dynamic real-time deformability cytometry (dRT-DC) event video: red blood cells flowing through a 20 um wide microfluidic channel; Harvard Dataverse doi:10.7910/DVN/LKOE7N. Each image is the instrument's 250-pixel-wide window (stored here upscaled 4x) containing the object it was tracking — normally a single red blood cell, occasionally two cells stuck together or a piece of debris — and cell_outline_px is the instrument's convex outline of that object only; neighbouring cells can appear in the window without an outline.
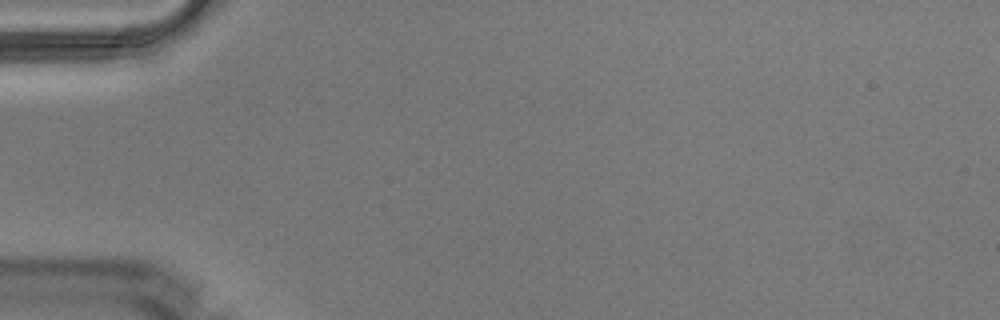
{"species": "Egyptian fruit bat (a non-hibernating species)", "species_latin": "Rousettus aegyptiacus", "temperature_condition": "warm", "stored_images_in_passage": 2, "camera_frame_rate_fps": 3000, "um_per_image_px": 0.085, "animal": {"sex": "male"}, "frame": {"image": 1, "passage_image": 1, "time_ms": 0.0, "image_size_px": [1000, 320], "cell_outline_px": [[264, 20], [252, 36], [236, 52], [204, 80], [180, 92], [168, 88], [260, 16]], "centroid_in_image_um": [18.42, 4.95], "position_along_channel_um": 66.6, "area_um2": 10.4}}